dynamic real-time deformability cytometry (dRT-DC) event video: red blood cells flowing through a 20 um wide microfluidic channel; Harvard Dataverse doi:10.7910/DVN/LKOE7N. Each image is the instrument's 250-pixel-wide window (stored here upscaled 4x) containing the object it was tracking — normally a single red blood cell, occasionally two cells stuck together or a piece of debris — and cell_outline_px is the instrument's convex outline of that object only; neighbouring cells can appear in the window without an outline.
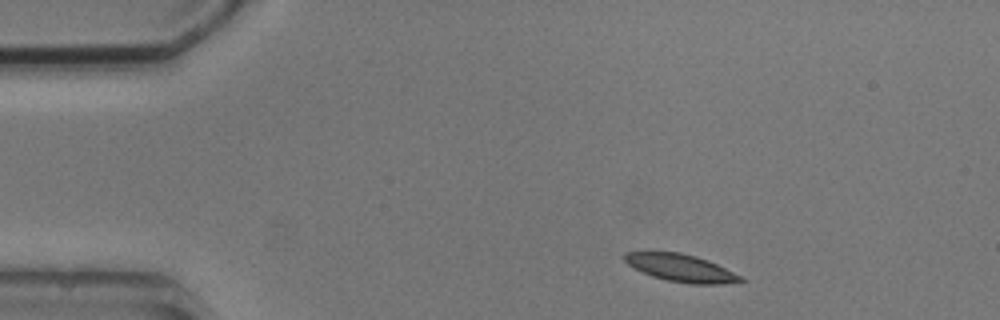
{"species": "common noctule bat (a hibernating species)", "species_latin": "Nyctalus noctula", "temperature_condition": "cold", "stored_images_in_passage": 3, "camera_frame_rate_fps": 3000, "um_per_image_px": 0.085, "animal": {"sex": "male", "body_mass_g": 20.5, "forearm_length_mm": 52.5}, "frame": {"image": 1, "passage_image": 1, "time_ms": 0.0, "image_size_px": [1000, 320], "cell_outline_px": [[748, 280], [724, 284], [688, 284], [668, 280], [652, 276], [628, 264], [624, 260], [624, 252], [680, 252], [696, 256], [708, 260], [744, 276]], "centroid_in_image_um": [57.96, 22.78], "position_along_channel_um": 27.0, "area_um2": 18.61}}
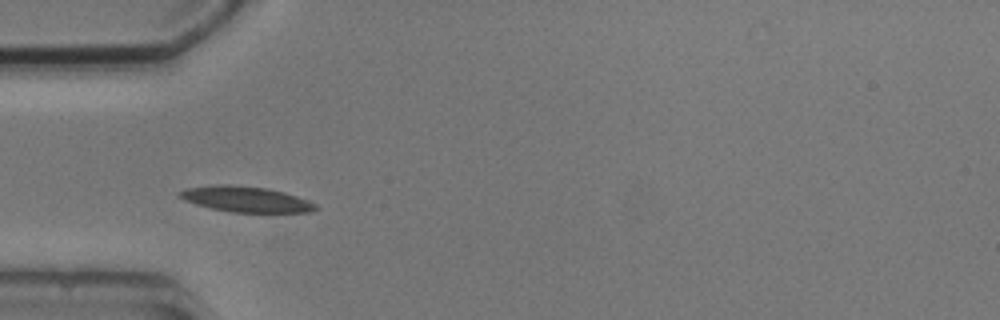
{"frame": {"image": 2, "passage_image": 3, "time_ms": 2.667, "image_size_px": [1000, 320], "cell_outline_px": [[320, 208], [312, 212], [232, 212], [212, 208], [196, 204], [184, 200], [176, 196], [176, 192], [188, 188], [216, 184], [228, 184], [268, 188], [284, 192], [308, 200], [316, 204]], "centroid_in_image_um": [20.89, 16.93], "position_along_channel_um": 64.1, "area_um2": 20.4}}